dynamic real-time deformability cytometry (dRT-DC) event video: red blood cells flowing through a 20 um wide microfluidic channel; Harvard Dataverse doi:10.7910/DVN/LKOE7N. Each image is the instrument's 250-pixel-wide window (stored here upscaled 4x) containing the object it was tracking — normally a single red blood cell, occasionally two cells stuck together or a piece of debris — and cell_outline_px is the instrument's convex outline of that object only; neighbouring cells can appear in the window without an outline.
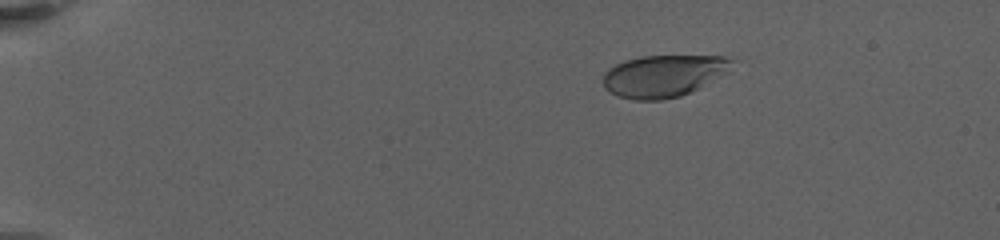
{"species": "human", "species_latin": "Homo sapiens", "temperature_condition": "warm", "stored_images_in_passage": 56, "camera_frame_rate_fps": 3000, "um_per_image_px": 0.085, "donor": {"sex": "female"}, "frame": {"image": 1, "passage_image": 1, "time_ms": 0.0, "image_size_px": [1000, 240], "cell_outline_px": [[732, 64], [728, 72], [680, 96], [660, 100], [636, 100], [620, 96], [604, 88], [604, 72], [608, 68], [624, 60], [640, 56], [724, 56], [732, 60]], "centroid_in_image_um": [56.36, 6.43], "position_along_channel_um": 28.6, "area_um2": 31.1}}
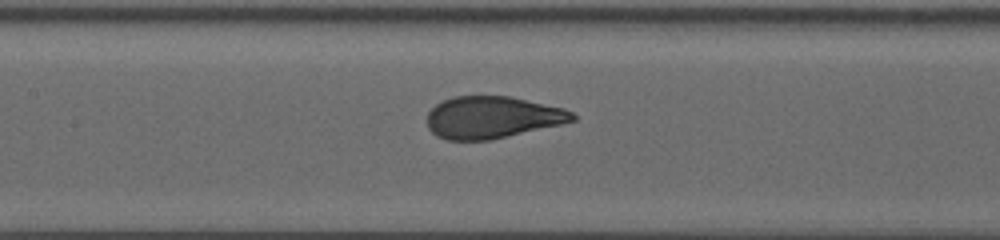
{"frame": {"image": 2, "passage_image": 25, "time_ms": 7.333, "image_size_px": [1000, 240], "cell_outline_px": [[576, 120], [560, 124], [492, 140], [448, 140], [436, 136], [428, 128], [428, 112], [436, 104], [452, 96], [508, 96], [564, 108], [572, 112], [576, 116]], "centroid_in_image_um": [41.83, 9.98], "position_along_channel_um": 165.6, "area_um2": 35.49}}
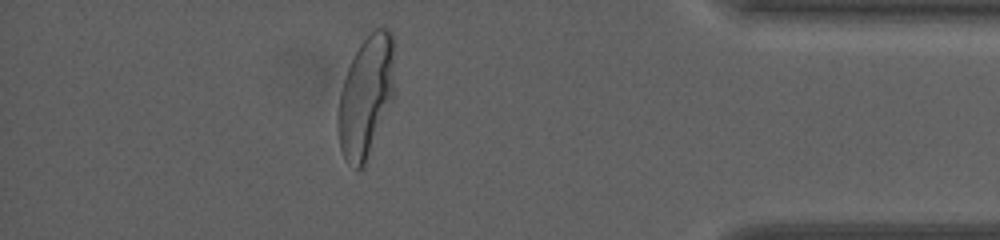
{"frame": {"image": 3, "passage_image": 48, "time_ms": 15.667, "image_size_px": [1000, 240], "cell_outline_px": [[392, 100], [364, 164], [360, 168], [356, 168], [344, 160], [340, 148], [336, 128], [336, 116], [340, 92], [348, 68], [360, 44], [376, 28], [388, 28], [392, 32]], "centroid_in_image_um": [31.04, 8.23], "position_along_channel_um": 404.2, "area_um2": 39.07}, "authors_computed_cell_mechanics": {"area_um2": 36.3851, "velocity_mm_per_s": 3.2412, "shape_relaxation_time_tau1_ms": 5.0078, "shape_relaxation_time_tau2_ms": null, "deformation_change_tau1": 0.2265, "deformation_change_tau2": null}}